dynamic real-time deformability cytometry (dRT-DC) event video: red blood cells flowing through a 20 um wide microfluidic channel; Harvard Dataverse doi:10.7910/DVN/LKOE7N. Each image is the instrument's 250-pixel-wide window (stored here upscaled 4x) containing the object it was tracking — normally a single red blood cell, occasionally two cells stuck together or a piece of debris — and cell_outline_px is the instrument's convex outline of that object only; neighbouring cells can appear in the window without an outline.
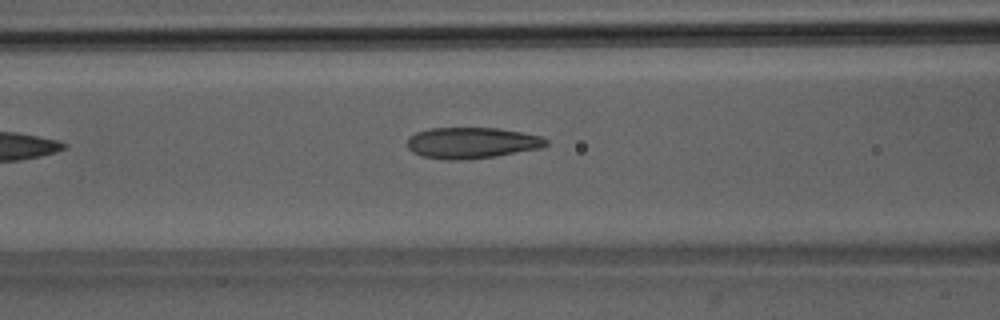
{"species": "Egyptian fruit bat (a non-hibernating species)", "species_latin": "Rousettus aegyptiacus", "temperature_condition": "room temperature", "stored_images_in_passage": 6, "camera_frame_rate_fps": 3000, "um_per_image_px": 0.085, "animal": {"sex": "male"}, "frame": {"image": 1, "passage_image": 6, "time_ms": 6.0, "image_size_px": [1000, 320], "cell_outline_px": [[548, 144], [540, 148], [496, 156], [460, 160], [448, 160], [420, 156], [412, 152], [408, 148], [408, 136], [416, 132], [428, 128], [500, 128], [540, 136], [548, 140]], "centroid_in_image_um": [40.06, 12.14], "position_along_channel_um": 126.5, "area_um2": 25.2}}